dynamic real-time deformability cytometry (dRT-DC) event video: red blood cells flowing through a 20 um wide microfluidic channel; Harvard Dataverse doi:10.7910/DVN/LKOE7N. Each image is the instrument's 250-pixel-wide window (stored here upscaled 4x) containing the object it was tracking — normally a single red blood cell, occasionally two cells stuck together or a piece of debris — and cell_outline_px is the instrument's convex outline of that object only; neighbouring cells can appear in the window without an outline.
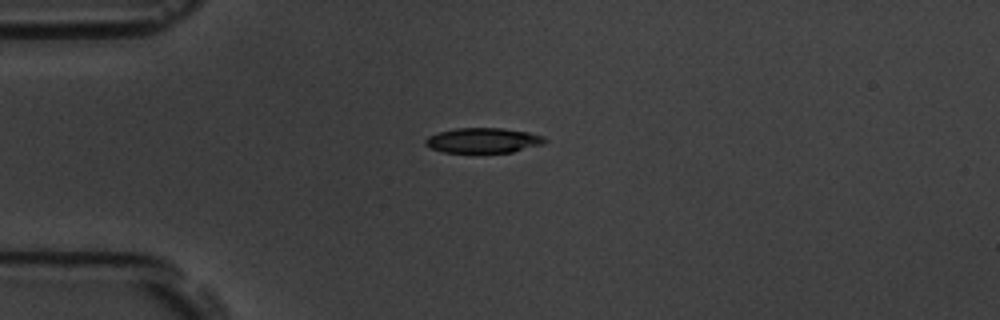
{"species": "common noctule bat (a hibernating species)", "species_latin": "Nyctalus noctula", "temperature_condition": "room temperature", "stored_images_in_passage": 8, "camera_frame_rate_fps": 3000, "um_per_image_px": 0.085, "animal": {"sex": "male", "body_mass_g": 19.5, "forearm_length_mm": 54.6}, "frame": {"image": 1, "passage_image": 2, "time_ms": 0.333, "image_size_px": [1000, 320], "cell_outline_px": [[548, 140], [544, 144], [512, 152], [444, 152], [432, 148], [424, 144], [424, 140], [428, 136], [440, 132], [456, 128], [504, 128], [528, 132], [544, 136]], "centroid_in_image_um": [41.1, 11.93], "position_along_channel_um": 43.9, "area_um2": 17.4}}
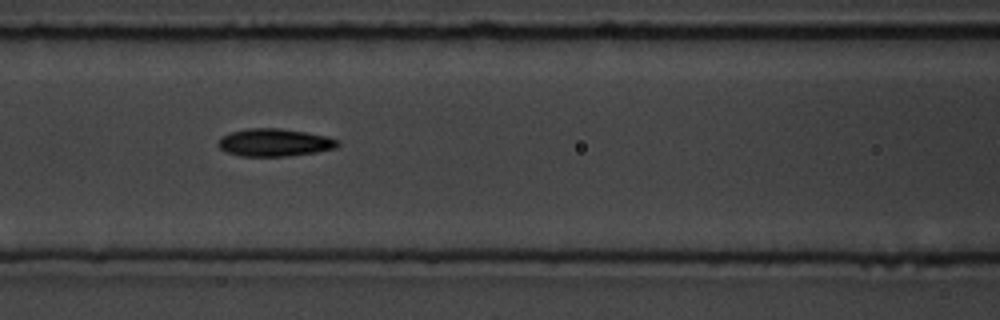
{"frame": {"image": 2, "passage_image": 5, "time_ms": 1.333, "image_size_px": [1000, 320], "cell_outline_px": [[340, 144], [336, 148], [316, 152], [288, 156], [240, 156], [224, 152], [216, 144], [220, 136], [232, 132], [248, 128], [280, 128], [308, 132], [328, 136], [340, 140]], "centroid_in_image_um": [23.33, 12.11], "position_along_channel_um": 143.3, "area_um2": 19.59}}
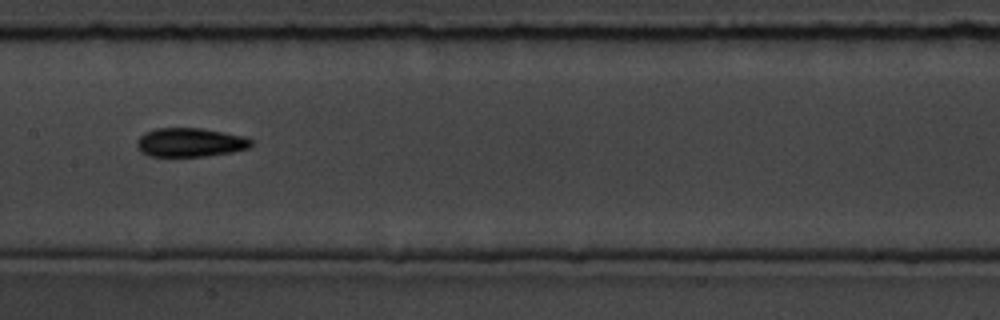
{"frame": {"image": 3, "passage_image": 6, "time_ms": 1.667, "image_size_px": [1000, 320], "cell_outline_px": [[252, 144], [248, 148], [232, 152], [204, 156], [148, 156], [140, 152], [136, 148], [136, 140], [144, 132], [156, 128], [200, 128], [224, 132], [244, 136], [252, 140]], "centroid_in_image_um": [16.11, 12.1], "position_along_channel_um": 191.3, "area_um2": 19.36}}